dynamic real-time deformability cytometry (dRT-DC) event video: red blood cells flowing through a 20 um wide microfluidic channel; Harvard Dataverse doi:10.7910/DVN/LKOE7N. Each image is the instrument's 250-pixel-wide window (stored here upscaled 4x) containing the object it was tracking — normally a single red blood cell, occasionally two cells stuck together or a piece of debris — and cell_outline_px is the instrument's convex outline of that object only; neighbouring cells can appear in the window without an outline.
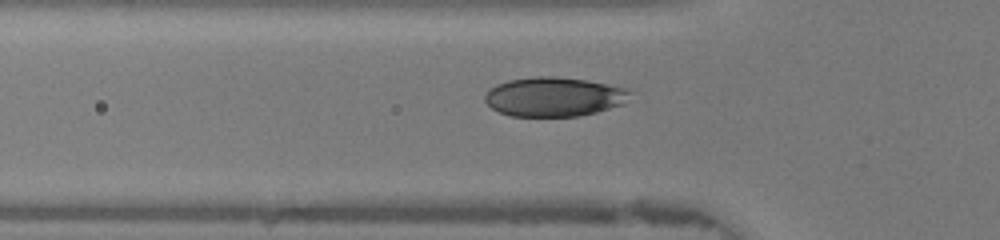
{"species": "human", "species_latin": "Homo sapiens", "temperature_condition": "warm", "stored_images_in_passage": 45, "camera_frame_rate_fps": 3000, "um_per_image_px": 0.085, "donor": {"sex": "female"}, "frame": {"image": 1, "passage_image": 14, "time_ms": 4.333, "image_size_px": [1000, 240], "cell_outline_px": [[632, 92], [624, 104], [596, 112], [580, 116], [512, 116], [500, 112], [492, 108], [484, 100], [484, 96], [496, 84], [508, 80], [536, 76], [556, 76], [588, 80], [624, 88]], "centroid_in_image_um": [47.09, 8.22], "position_along_channel_um": 78.7, "area_um2": 33.18}}
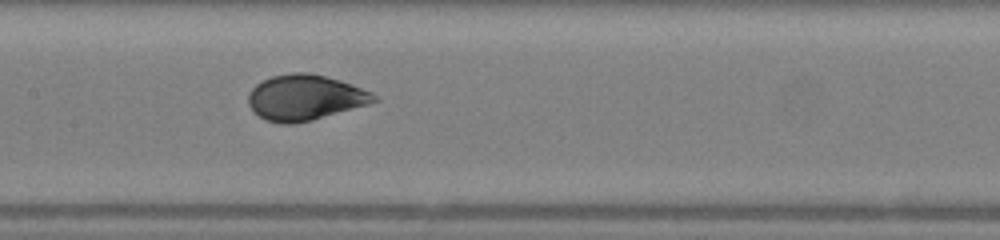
{"frame": {"image": 2, "passage_image": 21, "time_ms": 6.667, "image_size_px": [1000, 240], "cell_outline_px": [[380, 96], [376, 100], [368, 104], [312, 120], [292, 124], [280, 124], [264, 120], [248, 104], [248, 96], [252, 88], [256, 84], [272, 76], [292, 72], [308, 72], [340, 80], [352, 84], [372, 92]], "centroid_in_image_um": [25.93, 8.29], "position_along_channel_um": 181.5, "area_um2": 33.23}}
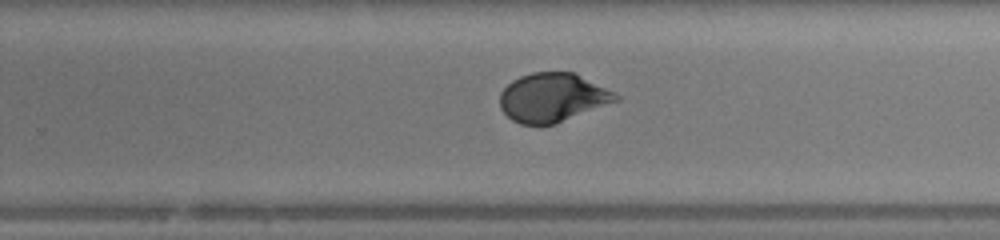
{"frame": {"image": 3, "passage_image": 28, "time_ms": 9.0, "image_size_px": [1000, 240], "cell_outline_px": [[620, 100], [556, 124], [520, 124], [512, 120], [500, 108], [500, 92], [512, 80], [520, 76], [532, 72], [576, 72], [616, 92], [620, 96]], "centroid_in_image_um": [47.0, 8.28], "position_along_channel_um": 282.8, "area_um2": 33.29}, "authors_computed_cell_mechanics": {"area_um2": 33.235, "velocity_mm_per_s": 4.358, "shape_relaxation_time_tau1_ms": 4.3355, "shape_relaxation_time_tau2_ms": null, "deformation_change_tau1": 0.174, "deformation_change_tau2": null}}